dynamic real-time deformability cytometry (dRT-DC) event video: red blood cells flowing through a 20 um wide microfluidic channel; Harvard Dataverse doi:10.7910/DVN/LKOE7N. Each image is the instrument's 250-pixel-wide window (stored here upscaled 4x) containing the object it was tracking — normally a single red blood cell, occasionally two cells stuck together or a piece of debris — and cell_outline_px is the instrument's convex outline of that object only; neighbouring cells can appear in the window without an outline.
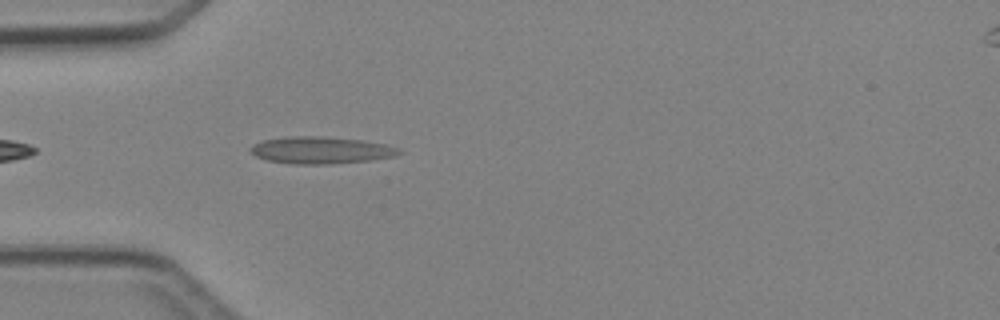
{"species": "Egyptian fruit bat (a non-hibernating species)", "species_latin": "Rousettus aegyptiacus", "temperature_condition": "cold", "stored_images_in_passage": 2, "camera_frame_rate_fps": 3000, "um_per_image_px": 0.085, "animal": {"sex": "female"}, "frame": {"image": 1, "passage_image": 2, "time_ms": 1.333, "image_size_px": [1000, 320], "cell_outline_px": [[404, 152], [396, 156], [368, 160], [328, 164], [296, 164], [268, 160], [256, 156], [248, 152], [248, 148], [252, 144], [264, 140], [288, 136], [324, 136], [360, 140], [384, 144], [400, 148]], "centroid_in_image_um": [27.26, 12.76], "position_along_channel_um": 57.7, "area_um2": 23.41}}